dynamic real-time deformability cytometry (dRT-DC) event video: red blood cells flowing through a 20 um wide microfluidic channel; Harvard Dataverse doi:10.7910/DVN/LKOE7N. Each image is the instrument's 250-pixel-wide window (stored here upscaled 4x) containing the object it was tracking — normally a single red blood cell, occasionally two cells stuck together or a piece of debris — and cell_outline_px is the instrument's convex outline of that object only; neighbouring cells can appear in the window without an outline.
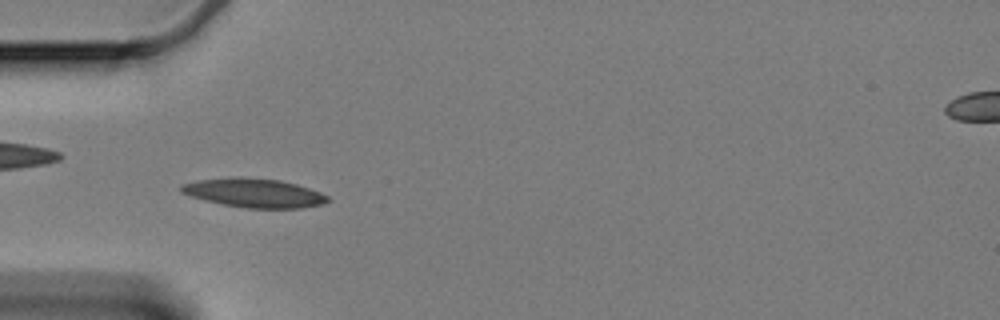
{"species": "Egyptian fruit bat (a non-hibernating species)", "species_latin": "Rousettus aegyptiacus", "temperature_condition": "cold", "stored_images_in_passage": 55, "camera_frame_rate_fps": 3000, "um_per_image_px": 0.085, "animal": {"sex": "female"}, "frame": {"image": 1, "passage_image": 13, "time_ms": 4.0, "image_size_px": [1000, 320], "cell_outline_px": [[332, 200], [320, 204], [300, 208], [248, 208], [224, 204], [192, 196], [180, 192], [180, 184], [196, 180], [232, 176], [240, 176], [280, 180], [296, 184], [320, 192], [328, 196]], "centroid_in_image_um": [21.58, 16.38], "position_along_channel_um": 63.4, "area_um2": 24.68}}
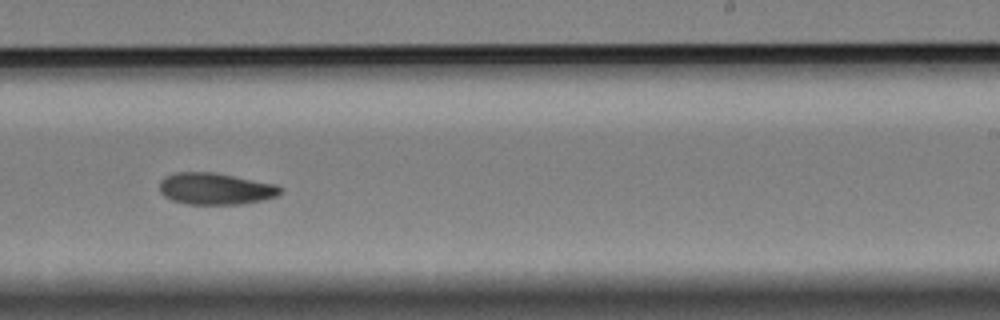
{"frame": {"image": 2, "passage_image": 32, "time_ms": 10.333, "image_size_px": [1000, 320], "cell_outline_px": [[280, 196], [264, 200], [244, 204], [188, 204], [172, 200], [164, 196], [160, 192], [160, 180], [164, 176], [176, 172], [212, 172], [276, 184], [280, 188]], "centroid_in_image_um": [18.31, 16.05], "position_along_channel_um": 270.7, "area_um2": 22.37}}
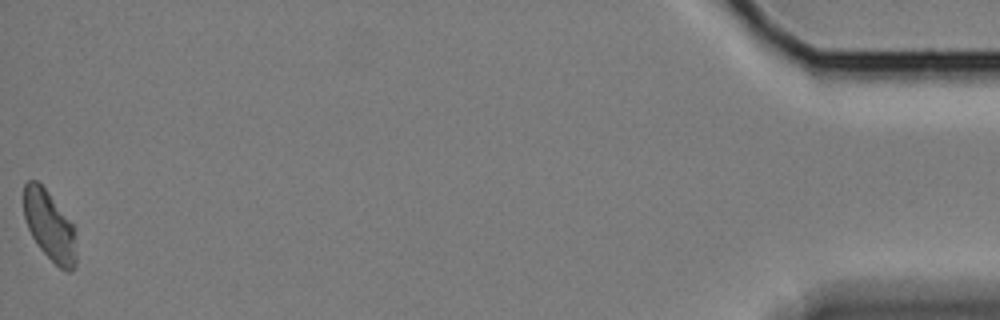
{"frame": {"image": 3, "passage_image": 55, "time_ms": 18.0, "image_size_px": [1000, 320], "cell_outline_px": [[76, 268], [72, 272], [68, 272], [60, 268], [40, 248], [32, 236], [28, 228], [24, 216], [24, 184], [28, 180], [36, 180], [48, 192], [72, 224], [76, 256]], "centroid_in_image_um": [4.2, 19.21], "position_along_channel_um": 431.0, "area_um2": 20.87}, "authors_computed_cell_mechanics": {"area_um2": 22.4842, "velocity_mm_per_s": 3.289, "shape_relaxation_time_tau1_ms": 5.586, "shape_relaxation_time_tau2_ms": null, "deformation_change_tau1": 0.1251, "deformation_change_tau2": null}}